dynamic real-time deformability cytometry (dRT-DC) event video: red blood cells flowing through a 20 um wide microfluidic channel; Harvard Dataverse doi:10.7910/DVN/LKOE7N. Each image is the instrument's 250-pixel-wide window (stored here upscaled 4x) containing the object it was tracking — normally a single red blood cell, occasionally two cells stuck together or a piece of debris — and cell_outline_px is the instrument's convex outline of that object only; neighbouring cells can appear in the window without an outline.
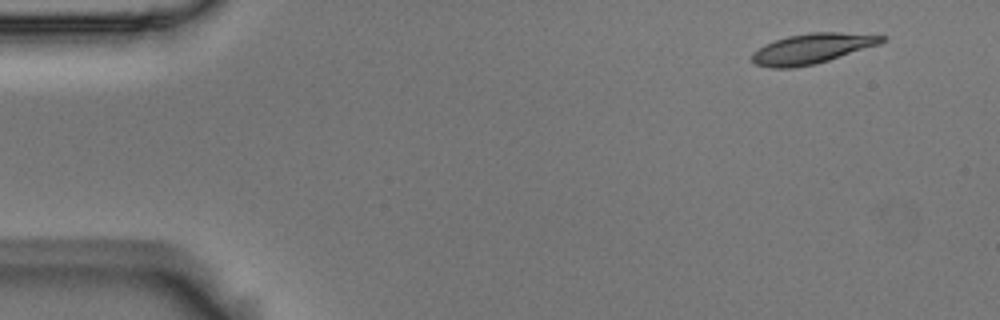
{"species": "Egyptian fruit bat (a non-hibernating species)", "species_latin": "Rousettus aegyptiacus", "temperature_condition": "room temperature", "stored_images_in_passage": 4, "camera_frame_rate_fps": 3000, "um_per_image_px": 0.085, "animal": {"sex": "male"}, "frame": {"image": 1, "passage_image": 1, "time_ms": 0.0, "image_size_px": [1000, 320], "cell_outline_px": [[888, 36], [880, 44], [816, 64], [792, 68], [768, 68], [756, 64], [752, 60], [752, 52], [764, 44], [788, 36], [812, 32], [836, 32]], "centroid_in_image_um": [69.0, 4.14], "position_along_channel_um": 16.0, "area_um2": 22.72}}
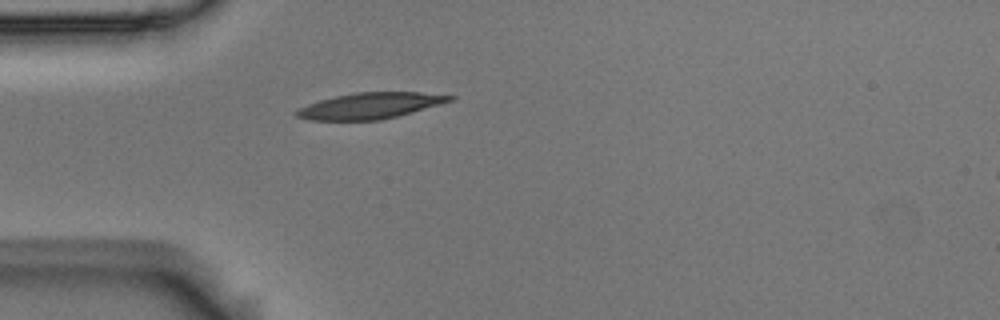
{"frame": {"image": 2, "passage_image": 4, "time_ms": 1.0, "image_size_px": [1000, 320], "cell_outline_px": [[456, 96], [452, 100], [412, 112], [380, 120], [308, 120], [296, 116], [292, 112], [308, 104], [320, 100], [336, 96], [356, 92], [420, 92]], "centroid_in_image_um": [31.42, 8.99], "position_along_channel_um": 53.6, "area_um2": 23.0}}